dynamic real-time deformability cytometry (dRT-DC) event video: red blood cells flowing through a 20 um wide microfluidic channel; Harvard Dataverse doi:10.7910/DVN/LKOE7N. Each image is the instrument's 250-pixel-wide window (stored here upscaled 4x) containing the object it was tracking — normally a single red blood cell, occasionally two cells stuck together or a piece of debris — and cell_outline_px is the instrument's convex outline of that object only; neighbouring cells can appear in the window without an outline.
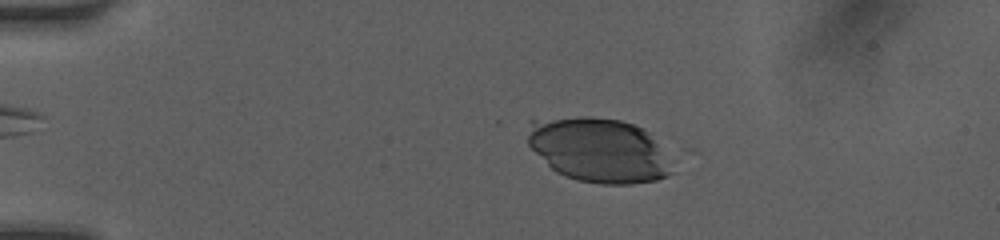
{"species": "human", "species_latin": "Homo sapiens", "temperature_condition": "room temperature", "stored_images_in_passage": 17, "camera_frame_rate_fps": 3000, "um_per_image_px": 0.085, "donor": {"sex": "female"}, "frame": {"image": 1, "passage_image": 7, "time_ms": 3.0, "image_size_px": [1000, 240], "cell_outline_px": [[676, 172], [668, 176], [656, 180], [632, 184], [600, 184], [576, 180], [564, 176], [556, 172], [528, 144], [528, 120], [580, 116], [588, 116], [620, 120], [644, 128], [648, 132]], "centroid_in_image_um": [50.87, 12.75], "position_along_channel_um": 34.1, "area_um2": 54.27}}